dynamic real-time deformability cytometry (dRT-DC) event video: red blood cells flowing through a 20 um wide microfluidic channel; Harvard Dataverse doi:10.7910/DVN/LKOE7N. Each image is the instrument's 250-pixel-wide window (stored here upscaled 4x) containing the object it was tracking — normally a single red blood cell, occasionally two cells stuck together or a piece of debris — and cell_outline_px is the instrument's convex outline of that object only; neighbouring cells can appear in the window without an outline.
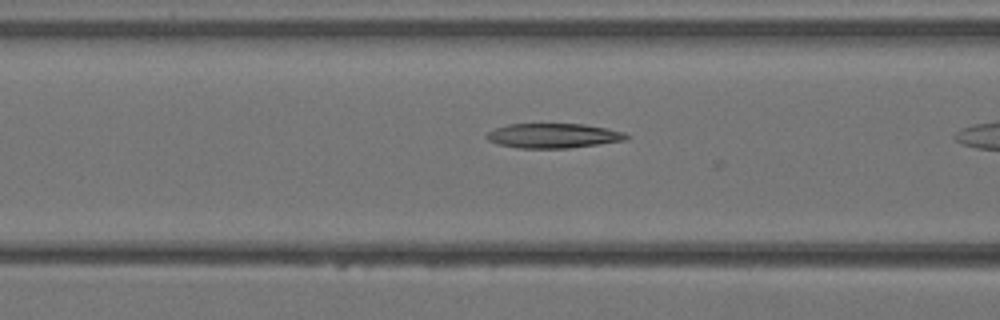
{"species": "Egyptian fruit bat (a non-hibernating species)", "species_latin": "Rousettus aegyptiacus", "temperature_condition": "warm", "stored_images_in_passage": 8, "camera_frame_rate_fps": 3000, "um_per_image_px": 0.085, "animal": {"sex": "female"}, "frame": {"image": 1, "passage_image": 6, "time_ms": 1.667, "image_size_px": [1000, 320], "cell_outline_px": [[628, 140], [600, 144], [568, 148], [516, 148], [496, 144], [488, 140], [484, 136], [488, 132], [496, 128], [508, 124], [584, 124], [608, 128], [624, 132], [628, 136]], "centroid_in_image_um": [47.03, 11.54], "position_along_channel_um": 119.6, "area_um2": 20.23}}